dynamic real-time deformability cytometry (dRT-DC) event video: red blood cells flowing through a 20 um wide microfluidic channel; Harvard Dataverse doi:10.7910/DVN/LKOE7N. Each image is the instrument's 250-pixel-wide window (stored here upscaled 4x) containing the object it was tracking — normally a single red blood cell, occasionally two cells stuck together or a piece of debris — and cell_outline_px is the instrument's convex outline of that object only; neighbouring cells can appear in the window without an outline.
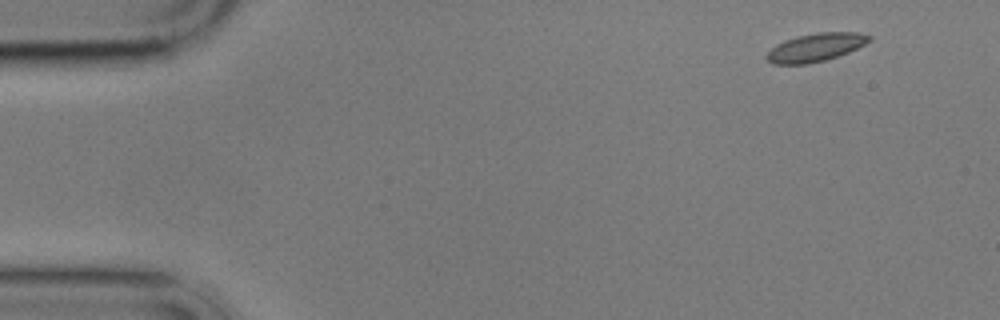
{"species": "common noctule bat (a hibernating species)", "species_latin": "Nyctalus noctula", "temperature_condition": "cold", "stored_images_in_passage": 3, "camera_frame_rate_fps": 3000, "um_per_image_px": 0.085, "animal": {"sex": "male", "body_mass_g": 17.9}, "frame": {"image": 1, "passage_image": 1, "time_ms": 0.0, "image_size_px": [1000, 320], "cell_outline_px": [[872, 40], [848, 52], [824, 60], [808, 64], [772, 64], [764, 56], [776, 44], [784, 40], [796, 36], [816, 32], [860, 32], [872, 36]], "centroid_in_image_um": [69.32, 4.01], "position_along_channel_um": 15.7, "area_um2": 16.88}}